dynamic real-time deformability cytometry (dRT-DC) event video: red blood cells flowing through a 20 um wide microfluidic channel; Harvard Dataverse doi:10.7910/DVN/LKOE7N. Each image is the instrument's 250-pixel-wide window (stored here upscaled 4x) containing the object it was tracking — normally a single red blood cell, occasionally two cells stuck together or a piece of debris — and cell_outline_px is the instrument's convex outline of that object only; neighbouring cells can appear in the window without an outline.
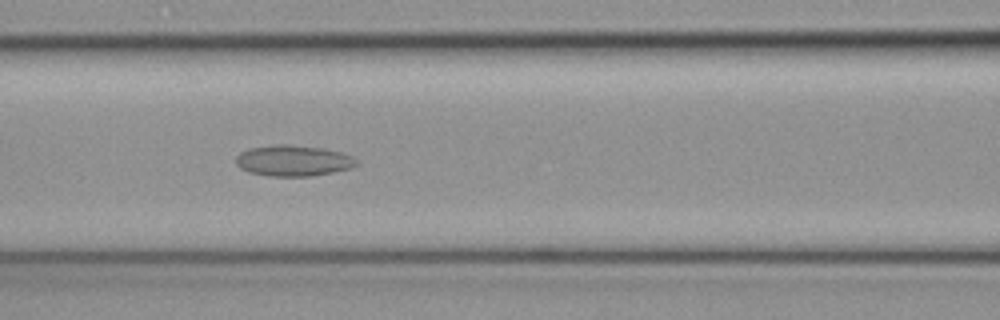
{"species": "common noctule bat (a hibernating species)", "species_latin": "Nyctalus noctula", "temperature_condition": "cold", "stored_images_in_passage": 44, "camera_frame_rate_fps": 3000, "um_per_image_px": 0.085, "animal": {"sex": "female", "body_mass_g": 19.3, "forearm_length_mm": 54.1}, "frame": {"image": 1, "passage_image": 14, "time_ms": 4.333, "image_size_px": [1000, 320], "cell_outline_px": [[360, 164], [352, 168], [312, 176], [268, 176], [248, 172], [240, 168], [236, 164], [236, 156], [240, 152], [248, 148], [280, 144], [288, 144], [320, 148], [340, 152], [352, 156]], "centroid_in_image_um": [24.91, 13.66], "position_along_channel_um": 141.7, "area_um2": 21.79}}
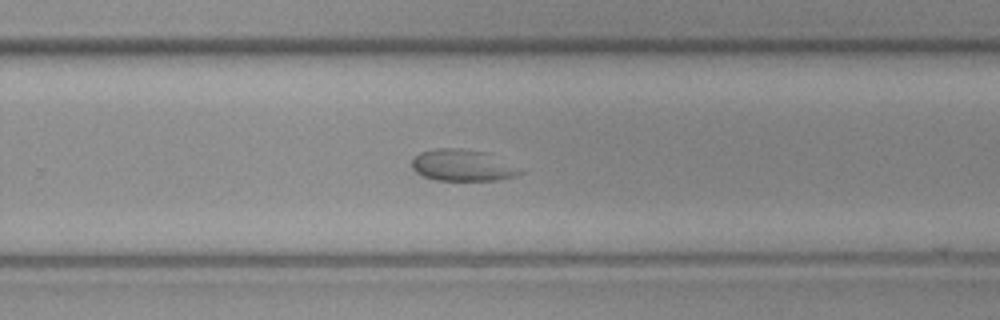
{"frame": {"image": 2, "passage_image": 25, "time_ms": 8.0, "image_size_px": [1000, 320], "cell_outline_px": [[524, 172], [516, 176], [500, 180], [432, 180], [416, 172], [412, 168], [412, 160], [420, 152], [440, 148], [460, 148], [488, 152]], "centroid_in_image_um": [39.29, 14.06], "position_along_channel_um": 290.5, "area_um2": 19.77}}
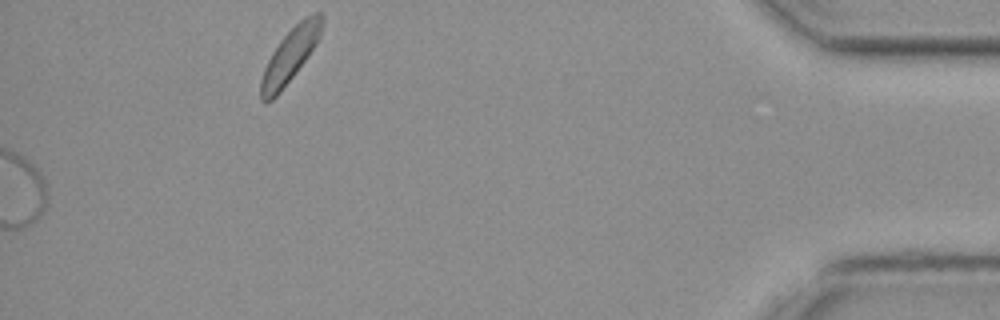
{"frame": {"image": 3, "passage_image": 44, "time_ms": 14.333, "image_size_px": [1000, 320], "cell_outline_px": [[324, 20], [320, 36], [316, 44], [308, 56], [296, 72], [280, 92], [272, 100], [264, 104], [260, 100], [260, 80], [264, 68], [272, 52], [280, 40], [304, 16], [316, 12], [324, 12]], "centroid_in_image_um": [24.66, 4.7], "position_along_channel_um": 410.5, "area_um2": 19.25}}